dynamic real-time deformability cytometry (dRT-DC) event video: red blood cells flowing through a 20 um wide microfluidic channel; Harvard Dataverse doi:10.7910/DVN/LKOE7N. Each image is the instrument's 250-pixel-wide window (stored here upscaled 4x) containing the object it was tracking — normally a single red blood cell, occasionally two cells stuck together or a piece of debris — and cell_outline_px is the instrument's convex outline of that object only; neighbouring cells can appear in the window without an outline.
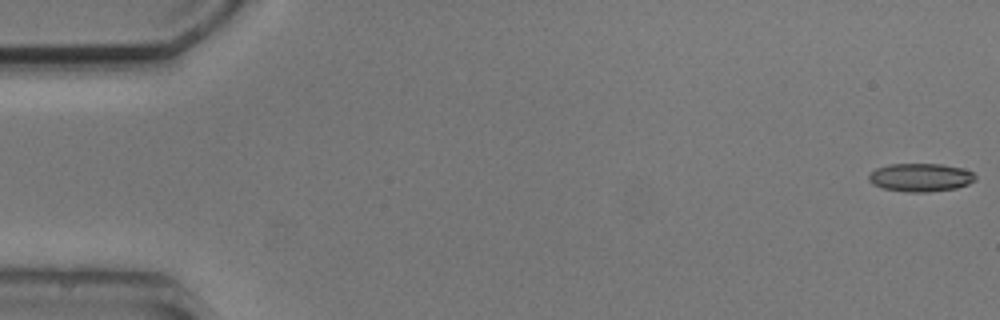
{"species": "common noctule bat (a hibernating species)", "species_latin": "Nyctalus noctula", "temperature_condition": "cold", "stored_images_in_passage": 7, "camera_frame_rate_fps": 3000, "um_per_image_px": 0.085, "animal": {"sex": "male", "body_mass_g": 20.5, "forearm_length_mm": 52.5}, "frame": {"image": 1, "passage_image": 1, "time_ms": 0.0, "image_size_px": [1000, 320], "cell_outline_px": [[976, 180], [968, 184], [956, 188], [928, 192], [908, 192], [884, 188], [872, 184], [868, 180], [868, 176], [876, 168], [888, 164], [940, 164], [960, 168], [972, 172], [976, 176]], "centroid_in_image_um": [78.23, 15.08], "position_along_channel_um": 6.8, "area_um2": 17.46}}
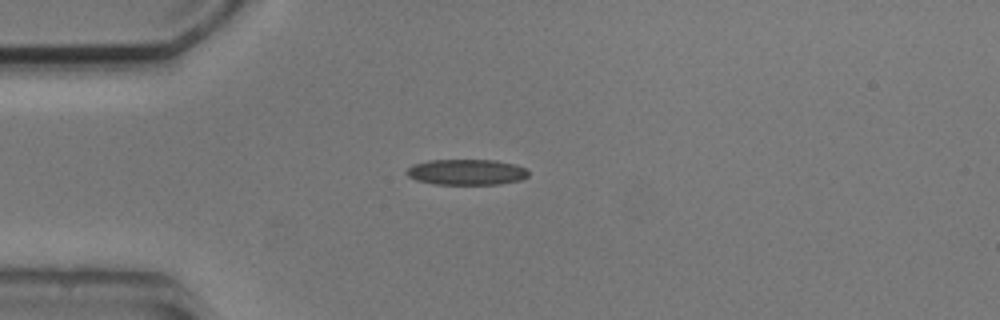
{"frame": {"image": 2, "passage_image": 5, "time_ms": 4.333, "image_size_px": [1000, 320], "cell_outline_px": [[528, 176], [520, 180], [500, 184], [432, 184], [416, 180], [408, 176], [404, 172], [412, 164], [428, 160], [496, 160], [516, 164], [528, 168]], "centroid_in_image_um": [39.65, 14.62], "position_along_channel_um": 45.3, "area_um2": 18.5}}
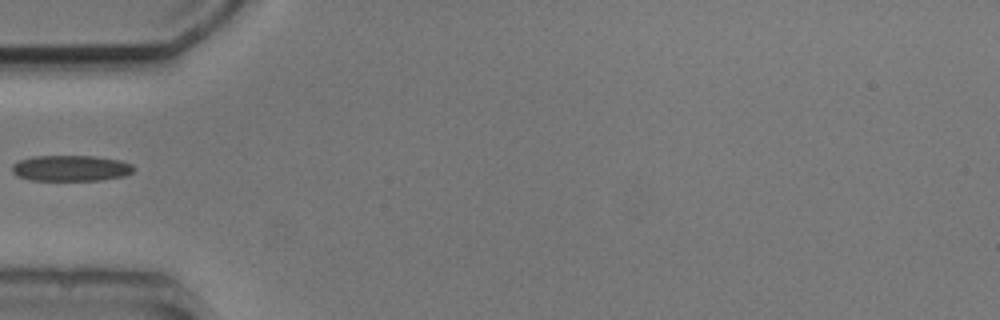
{"frame": {"image": 3, "passage_image": 6, "time_ms": 5.667, "image_size_px": [1000, 320], "cell_outline_px": [[136, 168], [132, 172], [124, 176], [100, 180], [28, 180], [12, 172], [12, 164], [20, 160], [32, 156], [96, 156], [120, 160], [132, 164]], "centroid_in_image_um": [6.04, 14.29], "position_along_channel_um": 79.0, "area_um2": 18.38}}